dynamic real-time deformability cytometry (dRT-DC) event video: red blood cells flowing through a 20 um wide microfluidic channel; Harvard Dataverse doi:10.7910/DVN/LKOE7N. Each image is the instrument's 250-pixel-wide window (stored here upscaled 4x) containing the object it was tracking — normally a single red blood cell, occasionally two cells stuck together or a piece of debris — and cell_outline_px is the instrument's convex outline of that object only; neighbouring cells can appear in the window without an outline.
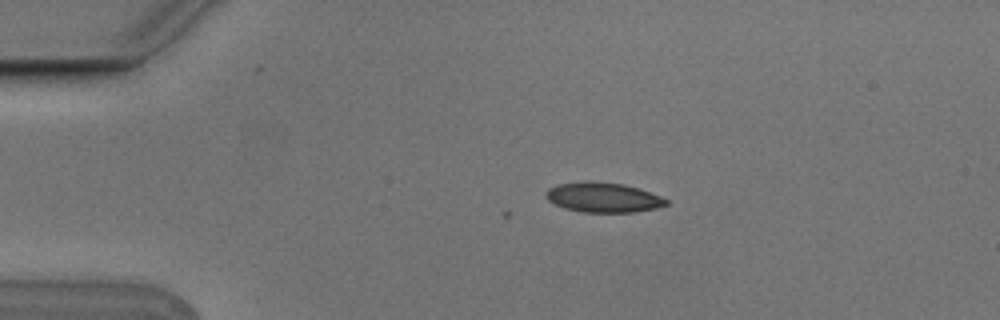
{"species": "Egyptian fruit bat (a non-hibernating species)", "species_latin": "Rousettus aegyptiacus", "temperature_condition": "cold", "stored_images_in_passage": 4, "camera_frame_rate_fps": 3000, "um_per_image_px": 0.085, "animal": {"sex": "male"}, "frame": {"image": 1, "passage_image": 2, "time_ms": 0.333, "image_size_px": [1000, 320], "cell_outline_px": [[668, 204], [656, 208], [632, 212], [580, 212], [564, 208], [548, 200], [544, 196], [548, 188], [556, 184], [584, 180], [588, 180], [624, 184], [640, 188], [660, 196], [668, 200]], "centroid_in_image_um": [51.24, 16.76], "position_along_channel_um": 33.8, "area_um2": 21.15}}